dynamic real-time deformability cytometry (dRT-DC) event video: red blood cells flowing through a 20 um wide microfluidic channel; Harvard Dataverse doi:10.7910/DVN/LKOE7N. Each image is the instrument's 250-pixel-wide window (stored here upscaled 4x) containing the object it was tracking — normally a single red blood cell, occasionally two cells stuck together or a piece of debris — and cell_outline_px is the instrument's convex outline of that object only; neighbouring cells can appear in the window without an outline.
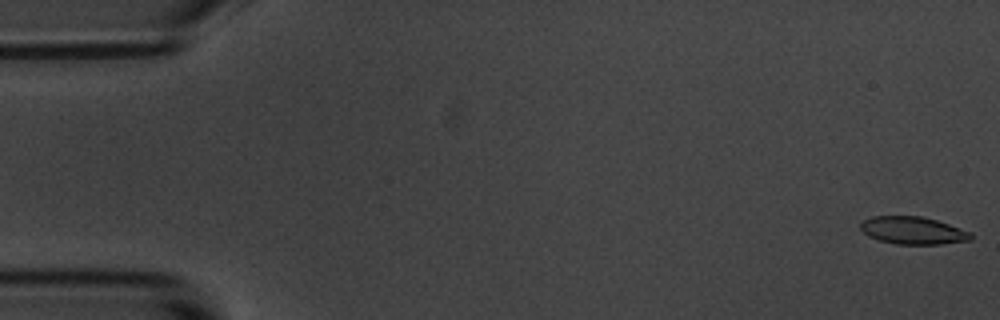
{"species": "common noctule bat (a hibernating species)", "species_latin": "Nyctalus noctula", "temperature_condition": "room temperature", "stored_images_in_passage": 8, "camera_frame_rate_fps": 3000, "um_per_image_px": 0.085, "animal": {"sex": "male", "body_mass_g": 20.1, "forearm_length_mm": 53.5}, "frame": {"image": 1, "passage_image": 1, "time_ms": 0.0, "image_size_px": [1000, 320], "cell_outline_px": [[972, 240], [940, 244], [896, 244], [880, 240], [868, 236], [860, 228], [860, 224], [864, 220], [872, 216], [920, 216], [936, 220], [972, 232]], "centroid_in_image_um": [77.61, 19.59], "position_along_channel_um": 7.4, "area_um2": 17.63}}
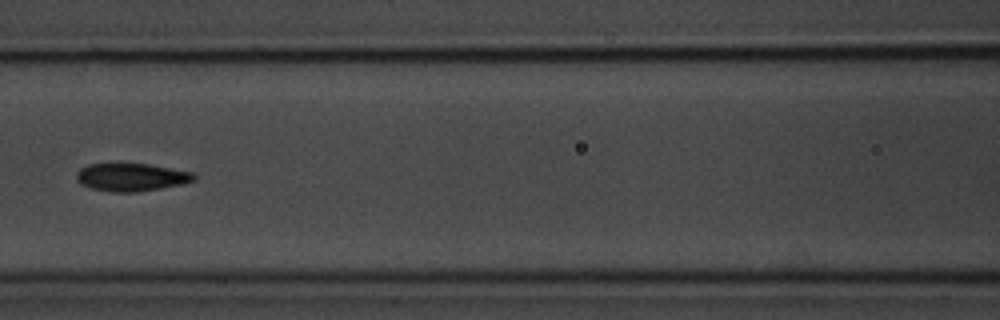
{"frame": {"image": 2, "passage_image": 8, "time_ms": 8.0, "image_size_px": [1000, 320], "cell_outline_px": [[196, 180], [184, 184], [136, 192], [112, 192], [92, 188], [80, 184], [76, 180], [76, 172], [80, 168], [88, 164], [148, 164], [192, 172], [196, 176]], "centroid_in_image_um": [11.16, 15.06], "position_along_channel_um": 155.4, "area_um2": 19.07}}